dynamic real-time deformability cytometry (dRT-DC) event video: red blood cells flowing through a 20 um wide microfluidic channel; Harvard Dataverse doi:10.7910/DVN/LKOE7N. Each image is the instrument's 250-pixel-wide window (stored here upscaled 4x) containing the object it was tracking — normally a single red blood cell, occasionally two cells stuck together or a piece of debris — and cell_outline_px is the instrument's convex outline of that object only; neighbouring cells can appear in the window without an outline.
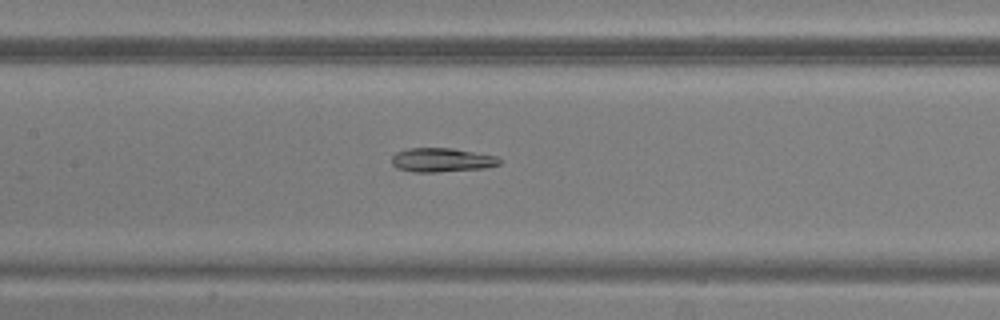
{"species": "common noctule bat (a hibernating species)", "species_latin": "Nyctalus noctula", "temperature_condition": "warm", "stored_images_in_passage": 6, "camera_frame_rate_fps": 3000, "um_per_image_px": 0.085, "animal": {"sex": "male", "body_mass_g": 20.5, "forearm_length_mm": 52.5}, "frame": {"image": 1, "passage_image": 6, "time_ms": 6.0, "image_size_px": [1000, 320], "cell_outline_px": [[500, 164], [484, 168], [436, 172], [412, 172], [396, 168], [392, 164], [392, 156], [396, 152], [408, 148], [452, 148], [496, 156], [500, 160]], "centroid_in_image_um": [37.51, 13.6], "position_along_channel_um": 169.9, "area_um2": 15.03}}